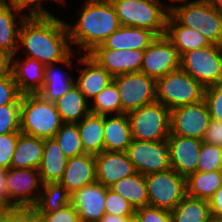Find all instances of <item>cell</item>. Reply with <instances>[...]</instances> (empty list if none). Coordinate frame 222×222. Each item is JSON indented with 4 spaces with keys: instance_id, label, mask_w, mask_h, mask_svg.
Returning a JSON list of instances; mask_svg holds the SVG:
<instances>
[{
    "instance_id": "5b68a950",
    "label": "cell",
    "mask_w": 222,
    "mask_h": 222,
    "mask_svg": "<svg viewBox=\"0 0 222 222\" xmlns=\"http://www.w3.org/2000/svg\"><path fill=\"white\" fill-rule=\"evenodd\" d=\"M170 14L183 26L196 29L211 44H222V10L202 0L169 6Z\"/></svg>"
},
{
    "instance_id": "db71d44e",
    "label": "cell",
    "mask_w": 222,
    "mask_h": 222,
    "mask_svg": "<svg viewBox=\"0 0 222 222\" xmlns=\"http://www.w3.org/2000/svg\"><path fill=\"white\" fill-rule=\"evenodd\" d=\"M127 222H141V220L139 219V217L136 214H134L129 217Z\"/></svg>"
},
{
    "instance_id": "3957f363",
    "label": "cell",
    "mask_w": 222,
    "mask_h": 222,
    "mask_svg": "<svg viewBox=\"0 0 222 222\" xmlns=\"http://www.w3.org/2000/svg\"><path fill=\"white\" fill-rule=\"evenodd\" d=\"M63 122L55 102L38 93L22 94L20 103V132L42 139L53 138Z\"/></svg>"
},
{
    "instance_id": "c3c4849f",
    "label": "cell",
    "mask_w": 222,
    "mask_h": 222,
    "mask_svg": "<svg viewBox=\"0 0 222 222\" xmlns=\"http://www.w3.org/2000/svg\"><path fill=\"white\" fill-rule=\"evenodd\" d=\"M203 142L222 147V122L210 120Z\"/></svg>"
},
{
    "instance_id": "484cf974",
    "label": "cell",
    "mask_w": 222,
    "mask_h": 222,
    "mask_svg": "<svg viewBox=\"0 0 222 222\" xmlns=\"http://www.w3.org/2000/svg\"><path fill=\"white\" fill-rule=\"evenodd\" d=\"M131 130L127 113L104 115V151L126 152L131 144Z\"/></svg>"
},
{
    "instance_id": "ba28073f",
    "label": "cell",
    "mask_w": 222,
    "mask_h": 222,
    "mask_svg": "<svg viewBox=\"0 0 222 222\" xmlns=\"http://www.w3.org/2000/svg\"><path fill=\"white\" fill-rule=\"evenodd\" d=\"M148 206L172 211L186 196V177L174 169L145 175Z\"/></svg>"
},
{
    "instance_id": "7a4b0ae2",
    "label": "cell",
    "mask_w": 222,
    "mask_h": 222,
    "mask_svg": "<svg viewBox=\"0 0 222 222\" xmlns=\"http://www.w3.org/2000/svg\"><path fill=\"white\" fill-rule=\"evenodd\" d=\"M66 26L70 43L80 45L89 54L121 24L111 1L87 0L75 25Z\"/></svg>"
},
{
    "instance_id": "ffe728a7",
    "label": "cell",
    "mask_w": 222,
    "mask_h": 222,
    "mask_svg": "<svg viewBox=\"0 0 222 222\" xmlns=\"http://www.w3.org/2000/svg\"><path fill=\"white\" fill-rule=\"evenodd\" d=\"M79 58V63L85 65L75 85L86 99L94 98L113 81V76L108 73L89 54ZM87 65V66H86Z\"/></svg>"
},
{
    "instance_id": "f5cc1de1",
    "label": "cell",
    "mask_w": 222,
    "mask_h": 222,
    "mask_svg": "<svg viewBox=\"0 0 222 222\" xmlns=\"http://www.w3.org/2000/svg\"><path fill=\"white\" fill-rule=\"evenodd\" d=\"M214 8L222 10V0H202Z\"/></svg>"
},
{
    "instance_id": "7402d4cb",
    "label": "cell",
    "mask_w": 222,
    "mask_h": 222,
    "mask_svg": "<svg viewBox=\"0 0 222 222\" xmlns=\"http://www.w3.org/2000/svg\"><path fill=\"white\" fill-rule=\"evenodd\" d=\"M44 70L45 65L35 58L27 57L21 61L12 56V74L22 94L38 93L42 89Z\"/></svg>"
},
{
    "instance_id": "ac0fdd59",
    "label": "cell",
    "mask_w": 222,
    "mask_h": 222,
    "mask_svg": "<svg viewBox=\"0 0 222 222\" xmlns=\"http://www.w3.org/2000/svg\"><path fill=\"white\" fill-rule=\"evenodd\" d=\"M97 182L110 187L118 180L136 173L126 152L103 151L95 155Z\"/></svg>"
},
{
    "instance_id": "d6a6232c",
    "label": "cell",
    "mask_w": 222,
    "mask_h": 222,
    "mask_svg": "<svg viewBox=\"0 0 222 222\" xmlns=\"http://www.w3.org/2000/svg\"><path fill=\"white\" fill-rule=\"evenodd\" d=\"M41 191L34 213H52L71 203V194L59 182L45 183Z\"/></svg>"
},
{
    "instance_id": "f907efd6",
    "label": "cell",
    "mask_w": 222,
    "mask_h": 222,
    "mask_svg": "<svg viewBox=\"0 0 222 222\" xmlns=\"http://www.w3.org/2000/svg\"><path fill=\"white\" fill-rule=\"evenodd\" d=\"M12 74V55L0 49V78Z\"/></svg>"
},
{
    "instance_id": "7c38bea8",
    "label": "cell",
    "mask_w": 222,
    "mask_h": 222,
    "mask_svg": "<svg viewBox=\"0 0 222 222\" xmlns=\"http://www.w3.org/2000/svg\"><path fill=\"white\" fill-rule=\"evenodd\" d=\"M211 116L205 100L170 111V134L203 140Z\"/></svg>"
},
{
    "instance_id": "11a10c76",
    "label": "cell",
    "mask_w": 222,
    "mask_h": 222,
    "mask_svg": "<svg viewBox=\"0 0 222 222\" xmlns=\"http://www.w3.org/2000/svg\"><path fill=\"white\" fill-rule=\"evenodd\" d=\"M12 3H13V0H0V5H5V4L12 5Z\"/></svg>"
},
{
    "instance_id": "9f6ffc18",
    "label": "cell",
    "mask_w": 222,
    "mask_h": 222,
    "mask_svg": "<svg viewBox=\"0 0 222 222\" xmlns=\"http://www.w3.org/2000/svg\"><path fill=\"white\" fill-rule=\"evenodd\" d=\"M0 222H4V212H0Z\"/></svg>"
},
{
    "instance_id": "8d00e7d4",
    "label": "cell",
    "mask_w": 222,
    "mask_h": 222,
    "mask_svg": "<svg viewBox=\"0 0 222 222\" xmlns=\"http://www.w3.org/2000/svg\"><path fill=\"white\" fill-rule=\"evenodd\" d=\"M222 170V147L202 143L197 162L198 172Z\"/></svg>"
},
{
    "instance_id": "277c9868",
    "label": "cell",
    "mask_w": 222,
    "mask_h": 222,
    "mask_svg": "<svg viewBox=\"0 0 222 222\" xmlns=\"http://www.w3.org/2000/svg\"><path fill=\"white\" fill-rule=\"evenodd\" d=\"M123 26L145 28L157 36L165 35L170 8L159 0H111Z\"/></svg>"
},
{
    "instance_id": "ee69618b",
    "label": "cell",
    "mask_w": 222,
    "mask_h": 222,
    "mask_svg": "<svg viewBox=\"0 0 222 222\" xmlns=\"http://www.w3.org/2000/svg\"><path fill=\"white\" fill-rule=\"evenodd\" d=\"M141 222H171V212L166 209L145 206L135 210Z\"/></svg>"
},
{
    "instance_id": "7dc6e473",
    "label": "cell",
    "mask_w": 222,
    "mask_h": 222,
    "mask_svg": "<svg viewBox=\"0 0 222 222\" xmlns=\"http://www.w3.org/2000/svg\"><path fill=\"white\" fill-rule=\"evenodd\" d=\"M4 222H39V218L31 209H19L4 212Z\"/></svg>"
},
{
    "instance_id": "f546056e",
    "label": "cell",
    "mask_w": 222,
    "mask_h": 222,
    "mask_svg": "<svg viewBox=\"0 0 222 222\" xmlns=\"http://www.w3.org/2000/svg\"><path fill=\"white\" fill-rule=\"evenodd\" d=\"M171 222H212L209 201L186 195L172 210Z\"/></svg>"
},
{
    "instance_id": "836d02e7",
    "label": "cell",
    "mask_w": 222,
    "mask_h": 222,
    "mask_svg": "<svg viewBox=\"0 0 222 222\" xmlns=\"http://www.w3.org/2000/svg\"><path fill=\"white\" fill-rule=\"evenodd\" d=\"M55 67V63L45 65L43 87L38 92L51 102H56L75 85L70 76L65 77L58 69H54Z\"/></svg>"
},
{
    "instance_id": "2e32d148",
    "label": "cell",
    "mask_w": 222,
    "mask_h": 222,
    "mask_svg": "<svg viewBox=\"0 0 222 222\" xmlns=\"http://www.w3.org/2000/svg\"><path fill=\"white\" fill-rule=\"evenodd\" d=\"M170 168L184 177L197 172V162L203 140L169 135Z\"/></svg>"
},
{
    "instance_id": "30bf717a",
    "label": "cell",
    "mask_w": 222,
    "mask_h": 222,
    "mask_svg": "<svg viewBox=\"0 0 222 222\" xmlns=\"http://www.w3.org/2000/svg\"><path fill=\"white\" fill-rule=\"evenodd\" d=\"M113 81L125 113L156 101V80L141 71L115 76Z\"/></svg>"
},
{
    "instance_id": "8fae6325",
    "label": "cell",
    "mask_w": 222,
    "mask_h": 222,
    "mask_svg": "<svg viewBox=\"0 0 222 222\" xmlns=\"http://www.w3.org/2000/svg\"><path fill=\"white\" fill-rule=\"evenodd\" d=\"M126 153L136 172L142 175L157 173L170 168L168 140L141 141L132 139Z\"/></svg>"
},
{
    "instance_id": "d4e9b609",
    "label": "cell",
    "mask_w": 222,
    "mask_h": 222,
    "mask_svg": "<svg viewBox=\"0 0 222 222\" xmlns=\"http://www.w3.org/2000/svg\"><path fill=\"white\" fill-rule=\"evenodd\" d=\"M44 148V139L20 132L11 168L39 169Z\"/></svg>"
},
{
    "instance_id": "4fadbf2b",
    "label": "cell",
    "mask_w": 222,
    "mask_h": 222,
    "mask_svg": "<svg viewBox=\"0 0 222 222\" xmlns=\"http://www.w3.org/2000/svg\"><path fill=\"white\" fill-rule=\"evenodd\" d=\"M6 182L9 198L18 209H32L35 206L42 190L40 187H43L38 169L9 168ZM35 189L39 194L33 192Z\"/></svg>"
},
{
    "instance_id": "b9f144b4",
    "label": "cell",
    "mask_w": 222,
    "mask_h": 222,
    "mask_svg": "<svg viewBox=\"0 0 222 222\" xmlns=\"http://www.w3.org/2000/svg\"><path fill=\"white\" fill-rule=\"evenodd\" d=\"M19 133L0 135V169L11 168L13 153L16 148Z\"/></svg>"
},
{
    "instance_id": "816d5d0a",
    "label": "cell",
    "mask_w": 222,
    "mask_h": 222,
    "mask_svg": "<svg viewBox=\"0 0 222 222\" xmlns=\"http://www.w3.org/2000/svg\"><path fill=\"white\" fill-rule=\"evenodd\" d=\"M130 216L104 214L98 222H127Z\"/></svg>"
},
{
    "instance_id": "f1b7e54d",
    "label": "cell",
    "mask_w": 222,
    "mask_h": 222,
    "mask_svg": "<svg viewBox=\"0 0 222 222\" xmlns=\"http://www.w3.org/2000/svg\"><path fill=\"white\" fill-rule=\"evenodd\" d=\"M55 105L63 123H78L91 113L88 100L76 85L59 98Z\"/></svg>"
},
{
    "instance_id": "bcb514c9",
    "label": "cell",
    "mask_w": 222,
    "mask_h": 222,
    "mask_svg": "<svg viewBox=\"0 0 222 222\" xmlns=\"http://www.w3.org/2000/svg\"><path fill=\"white\" fill-rule=\"evenodd\" d=\"M6 180L7 169H0V212L19 210L9 198Z\"/></svg>"
},
{
    "instance_id": "4316f807",
    "label": "cell",
    "mask_w": 222,
    "mask_h": 222,
    "mask_svg": "<svg viewBox=\"0 0 222 222\" xmlns=\"http://www.w3.org/2000/svg\"><path fill=\"white\" fill-rule=\"evenodd\" d=\"M83 150L98 155L104 151V115L90 113L77 123Z\"/></svg>"
},
{
    "instance_id": "6da1fadb",
    "label": "cell",
    "mask_w": 222,
    "mask_h": 222,
    "mask_svg": "<svg viewBox=\"0 0 222 222\" xmlns=\"http://www.w3.org/2000/svg\"><path fill=\"white\" fill-rule=\"evenodd\" d=\"M19 49L26 48L27 57L37 59L44 65L62 63L72 67V48L66 22L49 16L20 18Z\"/></svg>"
},
{
    "instance_id": "8992f818",
    "label": "cell",
    "mask_w": 222,
    "mask_h": 222,
    "mask_svg": "<svg viewBox=\"0 0 222 222\" xmlns=\"http://www.w3.org/2000/svg\"><path fill=\"white\" fill-rule=\"evenodd\" d=\"M205 88L181 68L156 80V101L170 111L204 99Z\"/></svg>"
},
{
    "instance_id": "44dd1931",
    "label": "cell",
    "mask_w": 222,
    "mask_h": 222,
    "mask_svg": "<svg viewBox=\"0 0 222 222\" xmlns=\"http://www.w3.org/2000/svg\"><path fill=\"white\" fill-rule=\"evenodd\" d=\"M156 37L157 35L148 29L121 25L96 48L145 50Z\"/></svg>"
},
{
    "instance_id": "603a6c76",
    "label": "cell",
    "mask_w": 222,
    "mask_h": 222,
    "mask_svg": "<svg viewBox=\"0 0 222 222\" xmlns=\"http://www.w3.org/2000/svg\"><path fill=\"white\" fill-rule=\"evenodd\" d=\"M165 36L180 56L185 52L212 45L198 30L181 25L170 13L167 17Z\"/></svg>"
},
{
    "instance_id": "680465c9",
    "label": "cell",
    "mask_w": 222,
    "mask_h": 222,
    "mask_svg": "<svg viewBox=\"0 0 222 222\" xmlns=\"http://www.w3.org/2000/svg\"><path fill=\"white\" fill-rule=\"evenodd\" d=\"M170 1H172V2H175V1H181V2H183L184 3V1H186V0H170Z\"/></svg>"
},
{
    "instance_id": "cb8c5ba5",
    "label": "cell",
    "mask_w": 222,
    "mask_h": 222,
    "mask_svg": "<svg viewBox=\"0 0 222 222\" xmlns=\"http://www.w3.org/2000/svg\"><path fill=\"white\" fill-rule=\"evenodd\" d=\"M68 157L64 155L54 138L44 139L39 174L43 184L59 182L64 174Z\"/></svg>"
},
{
    "instance_id": "d6986e66",
    "label": "cell",
    "mask_w": 222,
    "mask_h": 222,
    "mask_svg": "<svg viewBox=\"0 0 222 222\" xmlns=\"http://www.w3.org/2000/svg\"><path fill=\"white\" fill-rule=\"evenodd\" d=\"M96 181L95 155L85 153L68 158L63 177L59 183L72 194L85 185Z\"/></svg>"
},
{
    "instance_id": "f35d334b",
    "label": "cell",
    "mask_w": 222,
    "mask_h": 222,
    "mask_svg": "<svg viewBox=\"0 0 222 222\" xmlns=\"http://www.w3.org/2000/svg\"><path fill=\"white\" fill-rule=\"evenodd\" d=\"M105 213L132 216L135 214V209L124 197L106 187Z\"/></svg>"
},
{
    "instance_id": "7bdbcfd3",
    "label": "cell",
    "mask_w": 222,
    "mask_h": 222,
    "mask_svg": "<svg viewBox=\"0 0 222 222\" xmlns=\"http://www.w3.org/2000/svg\"><path fill=\"white\" fill-rule=\"evenodd\" d=\"M40 222H80L76 208L69 203L52 213H35Z\"/></svg>"
},
{
    "instance_id": "ab89813d",
    "label": "cell",
    "mask_w": 222,
    "mask_h": 222,
    "mask_svg": "<svg viewBox=\"0 0 222 222\" xmlns=\"http://www.w3.org/2000/svg\"><path fill=\"white\" fill-rule=\"evenodd\" d=\"M204 100L207 104L211 119L222 122V82L206 87Z\"/></svg>"
},
{
    "instance_id": "4dcf8cb0",
    "label": "cell",
    "mask_w": 222,
    "mask_h": 222,
    "mask_svg": "<svg viewBox=\"0 0 222 222\" xmlns=\"http://www.w3.org/2000/svg\"><path fill=\"white\" fill-rule=\"evenodd\" d=\"M124 197L134 209L148 206V195L145 175L134 173L124 177L109 187Z\"/></svg>"
},
{
    "instance_id": "e575fe53",
    "label": "cell",
    "mask_w": 222,
    "mask_h": 222,
    "mask_svg": "<svg viewBox=\"0 0 222 222\" xmlns=\"http://www.w3.org/2000/svg\"><path fill=\"white\" fill-rule=\"evenodd\" d=\"M92 106V107H91ZM90 111L95 115L124 114L122 110L119 90L112 81L93 100Z\"/></svg>"
},
{
    "instance_id": "f6af8a7d",
    "label": "cell",
    "mask_w": 222,
    "mask_h": 222,
    "mask_svg": "<svg viewBox=\"0 0 222 222\" xmlns=\"http://www.w3.org/2000/svg\"><path fill=\"white\" fill-rule=\"evenodd\" d=\"M41 1L45 0H13L12 5L19 11L27 8L30 12V16H49L50 14L44 7L41 6ZM59 3H65V0H55ZM32 5V6H30Z\"/></svg>"
},
{
    "instance_id": "1f68e13d",
    "label": "cell",
    "mask_w": 222,
    "mask_h": 222,
    "mask_svg": "<svg viewBox=\"0 0 222 222\" xmlns=\"http://www.w3.org/2000/svg\"><path fill=\"white\" fill-rule=\"evenodd\" d=\"M222 186V170L195 172L186 177V195L209 200Z\"/></svg>"
},
{
    "instance_id": "9a60e30c",
    "label": "cell",
    "mask_w": 222,
    "mask_h": 222,
    "mask_svg": "<svg viewBox=\"0 0 222 222\" xmlns=\"http://www.w3.org/2000/svg\"><path fill=\"white\" fill-rule=\"evenodd\" d=\"M145 50L95 48L89 55L113 77L141 71Z\"/></svg>"
},
{
    "instance_id": "e0dca14e",
    "label": "cell",
    "mask_w": 222,
    "mask_h": 222,
    "mask_svg": "<svg viewBox=\"0 0 222 222\" xmlns=\"http://www.w3.org/2000/svg\"><path fill=\"white\" fill-rule=\"evenodd\" d=\"M106 187L97 181L71 194L80 222H98L105 214Z\"/></svg>"
},
{
    "instance_id": "83f0119b",
    "label": "cell",
    "mask_w": 222,
    "mask_h": 222,
    "mask_svg": "<svg viewBox=\"0 0 222 222\" xmlns=\"http://www.w3.org/2000/svg\"><path fill=\"white\" fill-rule=\"evenodd\" d=\"M12 9V10H11ZM21 11L13 5H0V49L8 52L12 56L19 49V32L20 26H17L15 19L17 15L20 18H26L28 15L19 14ZM16 16V17H15Z\"/></svg>"
},
{
    "instance_id": "91938a15",
    "label": "cell",
    "mask_w": 222,
    "mask_h": 222,
    "mask_svg": "<svg viewBox=\"0 0 222 222\" xmlns=\"http://www.w3.org/2000/svg\"><path fill=\"white\" fill-rule=\"evenodd\" d=\"M220 51H221V55H222V44L220 45Z\"/></svg>"
},
{
    "instance_id": "74e56055",
    "label": "cell",
    "mask_w": 222,
    "mask_h": 222,
    "mask_svg": "<svg viewBox=\"0 0 222 222\" xmlns=\"http://www.w3.org/2000/svg\"><path fill=\"white\" fill-rule=\"evenodd\" d=\"M20 133V104L0 106V135Z\"/></svg>"
},
{
    "instance_id": "5bb4252c",
    "label": "cell",
    "mask_w": 222,
    "mask_h": 222,
    "mask_svg": "<svg viewBox=\"0 0 222 222\" xmlns=\"http://www.w3.org/2000/svg\"><path fill=\"white\" fill-rule=\"evenodd\" d=\"M181 56L165 36H157L145 49L141 72L157 80L169 72L180 69Z\"/></svg>"
},
{
    "instance_id": "681fc988",
    "label": "cell",
    "mask_w": 222,
    "mask_h": 222,
    "mask_svg": "<svg viewBox=\"0 0 222 222\" xmlns=\"http://www.w3.org/2000/svg\"><path fill=\"white\" fill-rule=\"evenodd\" d=\"M208 201L212 217L214 219L222 220V186Z\"/></svg>"
},
{
    "instance_id": "52a82bcc",
    "label": "cell",
    "mask_w": 222,
    "mask_h": 222,
    "mask_svg": "<svg viewBox=\"0 0 222 222\" xmlns=\"http://www.w3.org/2000/svg\"><path fill=\"white\" fill-rule=\"evenodd\" d=\"M132 139L164 141L170 134V110L160 102L127 113Z\"/></svg>"
},
{
    "instance_id": "9c48e42d",
    "label": "cell",
    "mask_w": 222,
    "mask_h": 222,
    "mask_svg": "<svg viewBox=\"0 0 222 222\" xmlns=\"http://www.w3.org/2000/svg\"><path fill=\"white\" fill-rule=\"evenodd\" d=\"M180 68L204 88L222 82L220 46L212 44L181 55Z\"/></svg>"
},
{
    "instance_id": "60d3db41",
    "label": "cell",
    "mask_w": 222,
    "mask_h": 222,
    "mask_svg": "<svg viewBox=\"0 0 222 222\" xmlns=\"http://www.w3.org/2000/svg\"><path fill=\"white\" fill-rule=\"evenodd\" d=\"M21 96L13 74L0 78V106L20 104Z\"/></svg>"
},
{
    "instance_id": "6f0895ef",
    "label": "cell",
    "mask_w": 222,
    "mask_h": 222,
    "mask_svg": "<svg viewBox=\"0 0 222 222\" xmlns=\"http://www.w3.org/2000/svg\"><path fill=\"white\" fill-rule=\"evenodd\" d=\"M212 222H222V220L214 219V218H213Z\"/></svg>"
},
{
    "instance_id": "d590c367",
    "label": "cell",
    "mask_w": 222,
    "mask_h": 222,
    "mask_svg": "<svg viewBox=\"0 0 222 222\" xmlns=\"http://www.w3.org/2000/svg\"><path fill=\"white\" fill-rule=\"evenodd\" d=\"M53 138L68 158L85 154L77 123H63Z\"/></svg>"
}]
</instances>
